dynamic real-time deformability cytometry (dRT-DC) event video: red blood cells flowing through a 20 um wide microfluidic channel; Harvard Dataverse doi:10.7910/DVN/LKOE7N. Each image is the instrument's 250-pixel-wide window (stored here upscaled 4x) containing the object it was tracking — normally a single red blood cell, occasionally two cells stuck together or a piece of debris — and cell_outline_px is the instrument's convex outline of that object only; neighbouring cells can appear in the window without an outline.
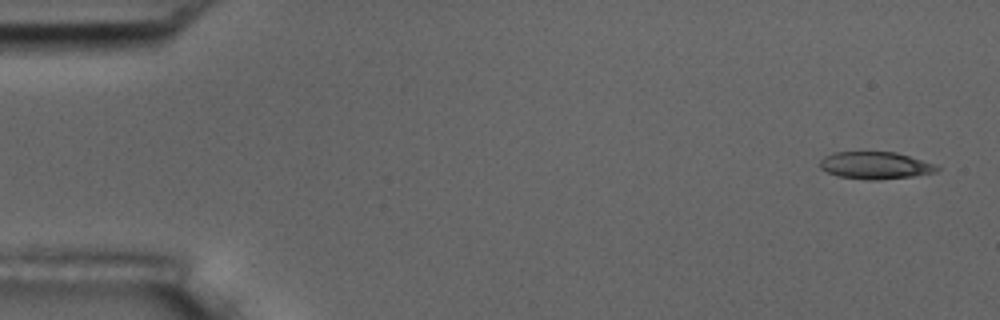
{"species": "common noctule bat (a hibernating species)", "species_latin": "Nyctalus noctula", "temperature_condition": "room temperature", "stored_images_in_passage": 4, "camera_frame_rate_fps": 3000, "um_per_image_px": 0.085, "animal": {"sex": "male", "body_mass_g": 17.5, "forearm_length_mm": 52.3}, "frame": {"image": 1, "passage_image": 1, "time_ms": 0.0, "image_size_px": [1000, 320], "cell_outline_px": [[940, 168], [936, 172], [912, 176], [880, 180], [868, 180], [836, 176], [820, 168], [820, 160], [824, 156], [836, 152], [896, 152], [936, 164]], "centroid_in_image_um": [74.4, 14.06], "position_along_channel_um": 10.6, "area_um2": 18.61}}
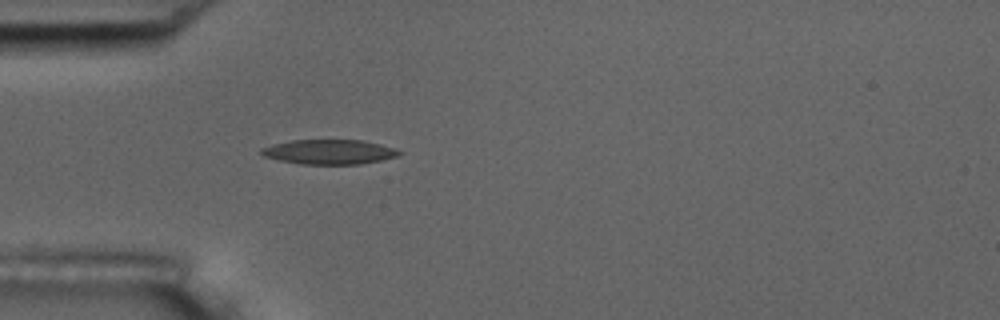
{"frame": {"image": 2, "passage_image": 4, "time_ms": 4.667, "image_size_px": [1000, 320], "cell_outline_px": [[404, 152], [396, 156], [380, 160], [360, 164], [300, 164], [280, 160], [264, 156], [260, 152], [260, 148], [272, 144], [292, 140], [360, 140], [380, 144]], "centroid_in_image_um": [27.95, 12.91], "position_along_channel_um": 57.1, "area_um2": 19.65}}